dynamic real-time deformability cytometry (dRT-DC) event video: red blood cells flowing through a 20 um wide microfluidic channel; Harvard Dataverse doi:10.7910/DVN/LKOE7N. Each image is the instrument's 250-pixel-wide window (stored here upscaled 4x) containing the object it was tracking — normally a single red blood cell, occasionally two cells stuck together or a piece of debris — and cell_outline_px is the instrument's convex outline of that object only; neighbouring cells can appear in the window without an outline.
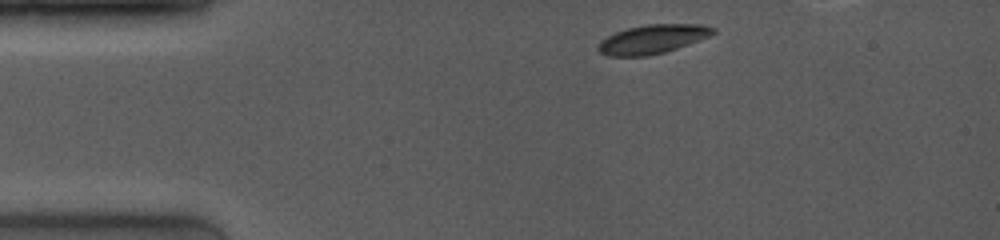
{"species": "common noctule bat (a hibernating species)", "species_latin": "Nyctalus noctula", "temperature_condition": "room temperature", "stored_images_in_passage": 4, "segment_of_instrument_passage": [1, 2], "camera_frame_rate_fps": 4000, "um_per_image_px": 0.085, "animal": {"sex": "female", "body_mass_g": 19.0, "forearm_length_mm": 53.3}, "frame": {"image": 1, "passage_image": 1, "time_ms": 0.0, "image_size_px": [1000, 240], "cell_outline_px": [[716, 32], [708, 36], [688, 44], [664, 52], [648, 56], [608, 56], [600, 52], [596, 48], [596, 44], [600, 40], [616, 32], [628, 28], [644, 24], [704, 24], [716, 28]], "centroid_in_image_um": [55.44, 3.32], "position_along_channel_um": 29.6, "area_um2": 19.42}}